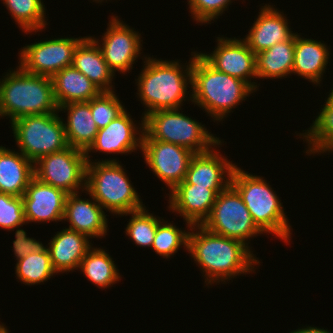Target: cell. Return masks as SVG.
<instances>
[{"mask_svg":"<svg viewBox=\"0 0 333 333\" xmlns=\"http://www.w3.org/2000/svg\"><path fill=\"white\" fill-rule=\"evenodd\" d=\"M187 230L191 231L187 251L206 277L207 286L250 274L260 264L252 249L241 241L215 234L202 225H192Z\"/></svg>","mask_w":333,"mask_h":333,"instance_id":"obj_1","label":"cell"},{"mask_svg":"<svg viewBox=\"0 0 333 333\" xmlns=\"http://www.w3.org/2000/svg\"><path fill=\"white\" fill-rule=\"evenodd\" d=\"M191 53L192 92L188 101L202 108L214 122L226 118L234 107L255 92L245 81L216 70L200 52Z\"/></svg>","mask_w":333,"mask_h":333,"instance_id":"obj_2","label":"cell"},{"mask_svg":"<svg viewBox=\"0 0 333 333\" xmlns=\"http://www.w3.org/2000/svg\"><path fill=\"white\" fill-rule=\"evenodd\" d=\"M143 57L145 64L136 81V94L146 107L143 118L155 111L181 108L191 85L192 57L186 65H181L179 60Z\"/></svg>","mask_w":333,"mask_h":333,"instance_id":"obj_3","label":"cell"},{"mask_svg":"<svg viewBox=\"0 0 333 333\" xmlns=\"http://www.w3.org/2000/svg\"><path fill=\"white\" fill-rule=\"evenodd\" d=\"M58 108L51 77L31 74L17 66L0 79V118L8 117L11 123L27 115L59 112Z\"/></svg>","mask_w":333,"mask_h":333,"instance_id":"obj_4","label":"cell"},{"mask_svg":"<svg viewBox=\"0 0 333 333\" xmlns=\"http://www.w3.org/2000/svg\"><path fill=\"white\" fill-rule=\"evenodd\" d=\"M264 177L250 174L236 165L230 185L239 193L256 226L265 234H274L290 242L291 226L283 203ZM289 240V241H288Z\"/></svg>","mask_w":333,"mask_h":333,"instance_id":"obj_5","label":"cell"},{"mask_svg":"<svg viewBox=\"0 0 333 333\" xmlns=\"http://www.w3.org/2000/svg\"><path fill=\"white\" fill-rule=\"evenodd\" d=\"M133 186L119 160L87 162L86 194H90L105 211L119 216L144 208Z\"/></svg>","mask_w":333,"mask_h":333,"instance_id":"obj_6","label":"cell"},{"mask_svg":"<svg viewBox=\"0 0 333 333\" xmlns=\"http://www.w3.org/2000/svg\"><path fill=\"white\" fill-rule=\"evenodd\" d=\"M181 108L159 110L144 117L142 140H159L204 153L219 147L222 140L209 132L204 125L180 113Z\"/></svg>","mask_w":333,"mask_h":333,"instance_id":"obj_7","label":"cell"},{"mask_svg":"<svg viewBox=\"0 0 333 333\" xmlns=\"http://www.w3.org/2000/svg\"><path fill=\"white\" fill-rule=\"evenodd\" d=\"M58 114L27 115L12 121L18 152L35 163L44 155L67 148L63 119Z\"/></svg>","mask_w":333,"mask_h":333,"instance_id":"obj_8","label":"cell"},{"mask_svg":"<svg viewBox=\"0 0 333 333\" xmlns=\"http://www.w3.org/2000/svg\"><path fill=\"white\" fill-rule=\"evenodd\" d=\"M202 226L215 234L241 241L249 248L250 237L264 234L231 185L217 195L211 213Z\"/></svg>","mask_w":333,"mask_h":333,"instance_id":"obj_9","label":"cell"},{"mask_svg":"<svg viewBox=\"0 0 333 333\" xmlns=\"http://www.w3.org/2000/svg\"><path fill=\"white\" fill-rule=\"evenodd\" d=\"M85 152L71 146L40 157L34 163V177L67 194L86 190Z\"/></svg>","mask_w":333,"mask_h":333,"instance_id":"obj_10","label":"cell"},{"mask_svg":"<svg viewBox=\"0 0 333 333\" xmlns=\"http://www.w3.org/2000/svg\"><path fill=\"white\" fill-rule=\"evenodd\" d=\"M84 38L61 37L26 45L18 53V65L28 73L52 78L72 66L75 48Z\"/></svg>","mask_w":333,"mask_h":333,"instance_id":"obj_11","label":"cell"},{"mask_svg":"<svg viewBox=\"0 0 333 333\" xmlns=\"http://www.w3.org/2000/svg\"><path fill=\"white\" fill-rule=\"evenodd\" d=\"M111 17L101 41L90 37L100 47L104 60L114 74L118 71L125 75V72L129 73V70L133 69L132 64L141 54V34L121 21L119 16ZM99 42H102V45Z\"/></svg>","mask_w":333,"mask_h":333,"instance_id":"obj_12","label":"cell"},{"mask_svg":"<svg viewBox=\"0 0 333 333\" xmlns=\"http://www.w3.org/2000/svg\"><path fill=\"white\" fill-rule=\"evenodd\" d=\"M145 163L170 191L183 182L194 152L186 147L159 140H142Z\"/></svg>","mask_w":333,"mask_h":333,"instance_id":"obj_13","label":"cell"},{"mask_svg":"<svg viewBox=\"0 0 333 333\" xmlns=\"http://www.w3.org/2000/svg\"><path fill=\"white\" fill-rule=\"evenodd\" d=\"M216 38L215 50L211 54L201 52L200 55L216 70L245 81L257 91L259 86L251 82L252 78H257L256 54L242 38Z\"/></svg>","mask_w":333,"mask_h":333,"instance_id":"obj_14","label":"cell"},{"mask_svg":"<svg viewBox=\"0 0 333 333\" xmlns=\"http://www.w3.org/2000/svg\"><path fill=\"white\" fill-rule=\"evenodd\" d=\"M131 117L126 109L106 127L99 129L93 143L85 151L86 161H91L89 153L94 150L107 154H130L141 149L144 118H141L140 128H138Z\"/></svg>","mask_w":333,"mask_h":333,"instance_id":"obj_15","label":"cell"},{"mask_svg":"<svg viewBox=\"0 0 333 333\" xmlns=\"http://www.w3.org/2000/svg\"><path fill=\"white\" fill-rule=\"evenodd\" d=\"M225 189H209L196 184H177L169 195V210L180 214L189 229L202 225L210 215L217 195Z\"/></svg>","mask_w":333,"mask_h":333,"instance_id":"obj_16","label":"cell"},{"mask_svg":"<svg viewBox=\"0 0 333 333\" xmlns=\"http://www.w3.org/2000/svg\"><path fill=\"white\" fill-rule=\"evenodd\" d=\"M66 196L63 190L33 177L22 196L26 223L62 221Z\"/></svg>","mask_w":333,"mask_h":333,"instance_id":"obj_17","label":"cell"},{"mask_svg":"<svg viewBox=\"0 0 333 333\" xmlns=\"http://www.w3.org/2000/svg\"><path fill=\"white\" fill-rule=\"evenodd\" d=\"M220 153V154H219ZM236 163L228 161L221 152L211 149L204 153H195L183 182L196 184L209 189H226L230 185L231 175Z\"/></svg>","mask_w":333,"mask_h":333,"instance_id":"obj_18","label":"cell"},{"mask_svg":"<svg viewBox=\"0 0 333 333\" xmlns=\"http://www.w3.org/2000/svg\"><path fill=\"white\" fill-rule=\"evenodd\" d=\"M79 193L67 194L63 220L69 222V229L89 238H102L107 234V214L101 205L89 194L90 199H82Z\"/></svg>","mask_w":333,"mask_h":333,"instance_id":"obj_19","label":"cell"},{"mask_svg":"<svg viewBox=\"0 0 333 333\" xmlns=\"http://www.w3.org/2000/svg\"><path fill=\"white\" fill-rule=\"evenodd\" d=\"M259 11L256 21L243 38L255 54L271 48L276 43L287 41L295 34L289 28V20L283 15L284 13L269 3L260 7Z\"/></svg>","mask_w":333,"mask_h":333,"instance_id":"obj_20","label":"cell"},{"mask_svg":"<svg viewBox=\"0 0 333 333\" xmlns=\"http://www.w3.org/2000/svg\"><path fill=\"white\" fill-rule=\"evenodd\" d=\"M90 238L75 230L65 228L57 232L46 246L53 269L57 272L77 270L87 252L92 248Z\"/></svg>","mask_w":333,"mask_h":333,"instance_id":"obj_21","label":"cell"},{"mask_svg":"<svg viewBox=\"0 0 333 333\" xmlns=\"http://www.w3.org/2000/svg\"><path fill=\"white\" fill-rule=\"evenodd\" d=\"M330 58L327 44L320 40L307 39L295 33V49L292 74L316 84L323 79V74Z\"/></svg>","mask_w":333,"mask_h":333,"instance_id":"obj_22","label":"cell"},{"mask_svg":"<svg viewBox=\"0 0 333 333\" xmlns=\"http://www.w3.org/2000/svg\"><path fill=\"white\" fill-rule=\"evenodd\" d=\"M72 66L82 72L102 92L114 91L112 81L115 74L104 60L100 47L90 36H85L75 48Z\"/></svg>","mask_w":333,"mask_h":333,"instance_id":"obj_23","label":"cell"},{"mask_svg":"<svg viewBox=\"0 0 333 333\" xmlns=\"http://www.w3.org/2000/svg\"><path fill=\"white\" fill-rule=\"evenodd\" d=\"M34 177V163L21 152L0 146V192L22 197Z\"/></svg>","mask_w":333,"mask_h":333,"instance_id":"obj_24","label":"cell"},{"mask_svg":"<svg viewBox=\"0 0 333 333\" xmlns=\"http://www.w3.org/2000/svg\"><path fill=\"white\" fill-rule=\"evenodd\" d=\"M58 111H67V121L63 118V123L68 145L85 152L99 130L92 118L90 101L71 102L59 106Z\"/></svg>","mask_w":333,"mask_h":333,"instance_id":"obj_25","label":"cell"},{"mask_svg":"<svg viewBox=\"0 0 333 333\" xmlns=\"http://www.w3.org/2000/svg\"><path fill=\"white\" fill-rule=\"evenodd\" d=\"M54 98L57 106L71 102H88L102 91L73 66L65 67L53 77Z\"/></svg>","mask_w":333,"mask_h":333,"instance_id":"obj_26","label":"cell"},{"mask_svg":"<svg viewBox=\"0 0 333 333\" xmlns=\"http://www.w3.org/2000/svg\"><path fill=\"white\" fill-rule=\"evenodd\" d=\"M295 49V34L287 41L276 43L256 54L257 78L276 79L291 76Z\"/></svg>","mask_w":333,"mask_h":333,"instance_id":"obj_27","label":"cell"},{"mask_svg":"<svg viewBox=\"0 0 333 333\" xmlns=\"http://www.w3.org/2000/svg\"><path fill=\"white\" fill-rule=\"evenodd\" d=\"M106 251L103 248L92 247L79 266L80 272L101 289L114 285L122 278L112 257Z\"/></svg>","mask_w":333,"mask_h":333,"instance_id":"obj_28","label":"cell"},{"mask_svg":"<svg viewBox=\"0 0 333 333\" xmlns=\"http://www.w3.org/2000/svg\"><path fill=\"white\" fill-rule=\"evenodd\" d=\"M325 101L310 128L299 133L300 138L308 142L306 153L309 156L333 151V101L329 97Z\"/></svg>","mask_w":333,"mask_h":333,"instance_id":"obj_29","label":"cell"},{"mask_svg":"<svg viewBox=\"0 0 333 333\" xmlns=\"http://www.w3.org/2000/svg\"><path fill=\"white\" fill-rule=\"evenodd\" d=\"M24 33L46 29V10L42 0H1Z\"/></svg>","mask_w":333,"mask_h":333,"instance_id":"obj_30","label":"cell"},{"mask_svg":"<svg viewBox=\"0 0 333 333\" xmlns=\"http://www.w3.org/2000/svg\"><path fill=\"white\" fill-rule=\"evenodd\" d=\"M15 274L25 285H37L48 281L57 272L53 269L47 248L17 260Z\"/></svg>","mask_w":333,"mask_h":333,"instance_id":"obj_31","label":"cell"},{"mask_svg":"<svg viewBox=\"0 0 333 333\" xmlns=\"http://www.w3.org/2000/svg\"><path fill=\"white\" fill-rule=\"evenodd\" d=\"M131 215L125 233L129 239L140 247H152L158 224L161 217L148 213L146 206L142 209L131 211L121 216Z\"/></svg>","mask_w":333,"mask_h":333,"instance_id":"obj_32","label":"cell"},{"mask_svg":"<svg viewBox=\"0 0 333 333\" xmlns=\"http://www.w3.org/2000/svg\"><path fill=\"white\" fill-rule=\"evenodd\" d=\"M182 228H177L173 223H168L164 219L158 224L155 238L151 249H153L156 254L162 256L163 258H170L174 253H177L179 248L184 247L188 250V236L189 232L181 230Z\"/></svg>","mask_w":333,"mask_h":333,"instance_id":"obj_33","label":"cell"},{"mask_svg":"<svg viewBox=\"0 0 333 333\" xmlns=\"http://www.w3.org/2000/svg\"><path fill=\"white\" fill-rule=\"evenodd\" d=\"M90 108L92 118L98 129L106 127L125 110V106L122 105L115 91L101 92L98 96L92 98Z\"/></svg>","mask_w":333,"mask_h":333,"instance_id":"obj_34","label":"cell"},{"mask_svg":"<svg viewBox=\"0 0 333 333\" xmlns=\"http://www.w3.org/2000/svg\"><path fill=\"white\" fill-rule=\"evenodd\" d=\"M25 223L22 197L0 192V228L14 231Z\"/></svg>","mask_w":333,"mask_h":333,"instance_id":"obj_35","label":"cell"},{"mask_svg":"<svg viewBox=\"0 0 333 333\" xmlns=\"http://www.w3.org/2000/svg\"><path fill=\"white\" fill-rule=\"evenodd\" d=\"M189 12L196 23L207 24L219 18L232 0H187Z\"/></svg>","mask_w":333,"mask_h":333,"instance_id":"obj_36","label":"cell"},{"mask_svg":"<svg viewBox=\"0 0 333 333\" xmlns=\"http://www.w3.org/2000/svg\"><path fill=\"white\" fill-rule=\"evenodd\" d=\"M19 225L15 231V240L13 241V251L16 260L26 257L27 255L42 251L46 248L42 242L36 241L34 238L27 237L26 231L20 229Z\"/></svg>","mask_w":333,"mask_h":333,"instance_id":"obj_37","label":"cell"},{"mask_svg":"<svg viewBox=\"0 0 333 333\" xmlns=\"http://www.w3.org/2000/svg\"><path fill=\"white\" fill-rule=\"evenodd\" d=\"M289 333H332L324 328H317L312 326H304V328H298L297 330L290 331Z\"/></svg>","mask_w":333,"mask_h":333,"instance_id":"obj_38","label":"cell"},{"mask_svg":"<svg viewBox=\"0 0 333 333\" xmlns=\"http://www.w3.org/2000/svg\"><path fill=\"white\" fill-rule=\"evenodd\" d=\"M0 333H9L7 327H5L4 325L0 328Z\"/></svg>","mask_w":333,"mask_h":333,"instance_id":"obj_39","label":"cell"},{"mask_svg":"<svg viewBox=\"0 0 333 333\" xmlns=\"http://www.w3.org/2000/svg\"><path fill=\"white\" fill-rule=\"evenodd\" d=\"M333 88V87H332ZM328 97L333 101V89L330 90Z\"/></svg>","mask_w":333,"mask_h":333,"instance_id":"obj_40","label":"cell"},{"mask_svg":"<svg viewBox=\"0 0 333 333\" xmlns=\"http://www.w3.org/2000/svg\"><path fill=\"white\" fill-rule=\"evenodd\" d=\"M94 1L97 2V3H100V4L102 3V1L104 2V0H93V2Z\"/></svg>","mask_w":333,"mask_h":333,"instance_id":"obj_41","label":"cell"}]
</instances>
